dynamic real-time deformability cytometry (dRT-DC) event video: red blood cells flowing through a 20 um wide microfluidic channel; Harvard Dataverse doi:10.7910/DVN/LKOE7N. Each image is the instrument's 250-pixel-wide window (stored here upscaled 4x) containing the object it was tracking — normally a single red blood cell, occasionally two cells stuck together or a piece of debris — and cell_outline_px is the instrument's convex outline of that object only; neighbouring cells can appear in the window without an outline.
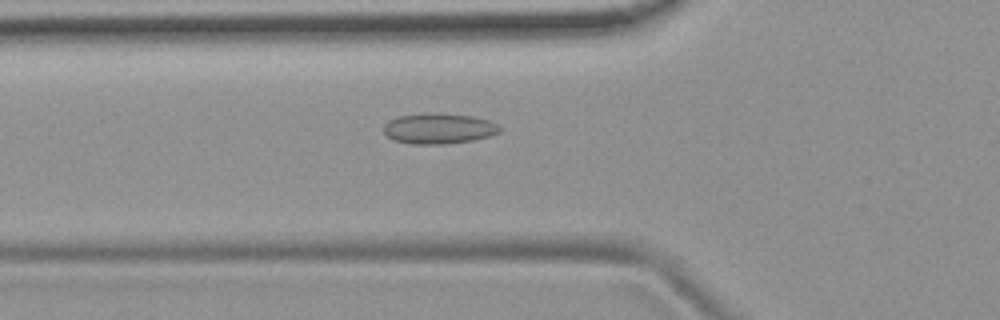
{"species": "common noctule bat (a hibernating species)", "species_latin": "Nyctalus noctula", "temperature_condition": "room temperature", "stored_images_in_passage": 53, "camera_frame_rate_fps": 3000, "um_per_image_px": 0.085, "animal": {"sex": "female", "body_mass_g": 19.9}, "frame": {"image": 1, "passage_image": 19, "time_ms": 6.0, "image_size_px": [1000, 320], "cell_outline_px": [[500, 132], [492, 136], [472, 140], [448, 144], [412, 144], [392, 140], [384, 132], [384, 124], [388, 120], [396, 116], [436, 112], [440, 112], [472, 116], [488, 120], [496, 124], [500, 128]], "centroid_in_image_um": [37.28, 10.92], "position_along_channel_um": 88.5, "area_um2": 20.92}}
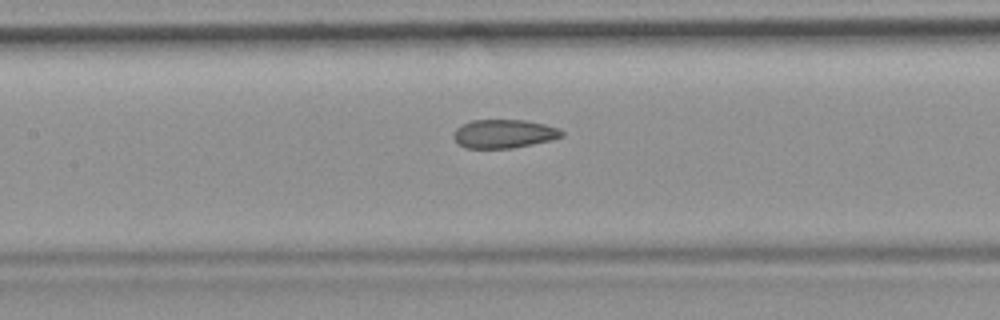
{"frame": {"image": 2, "passage_image": 25, "time_ms": 8.0, "image_size_px": [1000, 320], "cell_outline_px": [[564, 136], [552, 140], [512, 148], [464, 148], [452, 136], [456, 128], [460, 124], [472, 120], [524, 120], [544, 124], [560, 128], [564, 132]], "centroid_in_image_um": [42.84, 11.36], "position_along_channel_um": 164.6, "area_um2": 18.15}}
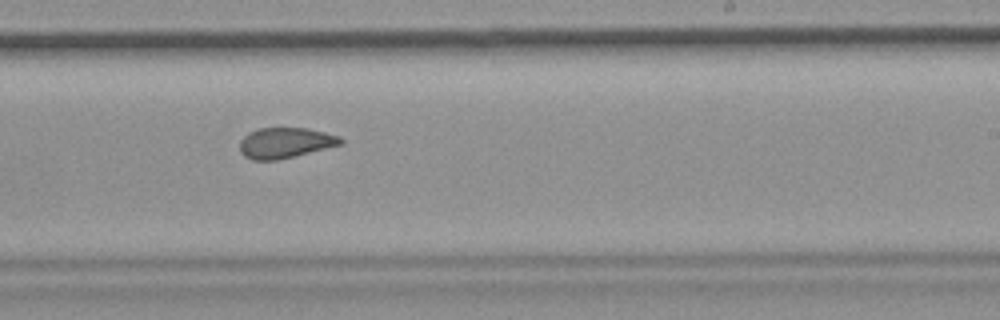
{"frame": {"image": 3, "passage_image": 33, "time_ms": 10.667, "image_size_px": [1000, 320], "cell_outline_px": [[344, 144], [276, 160], [252, 160], [244, 156], [240, 152], [240, 140], [248, 132], [260, 128], [308, 128], [340, 136], [344, 140]], "centroid_in_image_um": [24.25, 12.13], "position_along_channel_um": 264.8, "area_um2": 17.98}, "authors_computed_cell_mechanics": {"area_um2": 19.1896, "velocity_mm_per_s": 3.7801, "shape_relaxation_time_tau1_ms": null, "shape_relaxation_time_tau2_ms": 1.6544, "deformation_change_tau1": null, "deformation_change_tau2": 0.0828}}